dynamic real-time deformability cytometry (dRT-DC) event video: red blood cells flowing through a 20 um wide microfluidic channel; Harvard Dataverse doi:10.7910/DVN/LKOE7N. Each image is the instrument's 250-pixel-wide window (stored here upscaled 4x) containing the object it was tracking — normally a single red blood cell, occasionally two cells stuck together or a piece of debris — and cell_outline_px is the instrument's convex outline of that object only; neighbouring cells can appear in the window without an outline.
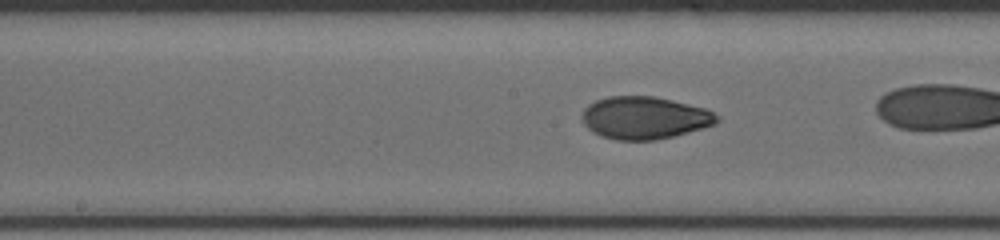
{"species": "human", "species_latin": "Homo sapiens", "temperature_condition": "cold", "stored_images_in_passage": 31, "camera_frame_rate_fps": 3000, "um_per_image_px": 0.085, "donor": {"sex": "male"}, "frame": {"image": 1, "passage_image": 14, "time_ms": 4.333, "image_size_px": [1000, 240], "cell_outline_px": [[720, 120], [716, 124], [688, 132], [656, 140], [616, 140], [600, 136], [592, 132], [584, 124], [580, 116], [584, 108], [588, 104], [596, 100], [608, 96], [656, 96], [708, 108], [720, 116]], "centroid_in_image_um": [54.8, 10.0], "position_along_channel_um": 193.4, "area_um2": 33.87}}